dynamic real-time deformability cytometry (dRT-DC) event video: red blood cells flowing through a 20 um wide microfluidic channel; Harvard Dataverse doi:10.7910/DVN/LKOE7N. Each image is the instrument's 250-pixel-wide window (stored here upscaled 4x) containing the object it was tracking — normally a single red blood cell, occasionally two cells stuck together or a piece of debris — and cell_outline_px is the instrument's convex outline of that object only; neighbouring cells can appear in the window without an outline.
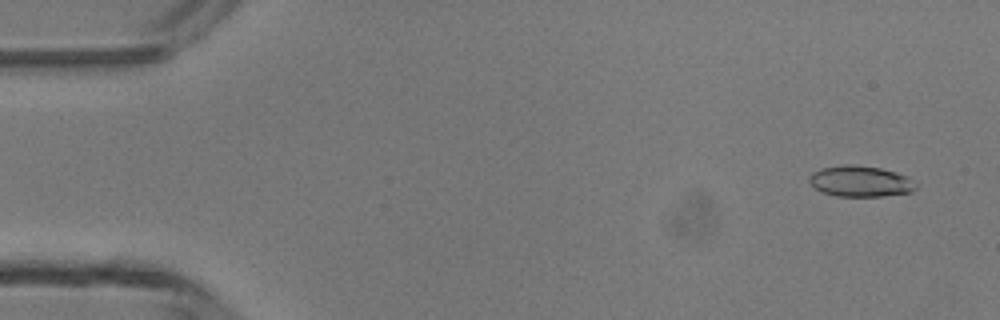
{"species": "common noctule bat (a hibernating species)", "species_latin": "Nyctalus noctula", "temperature_condition": "room temperature", "stored_images_in_passage": 47, "camera_frame_rate_fps": 3000, "um_per_image_px": 0.085, "animal": {"sex": "male", "body_mass_g": 13.3}, "frame": {"image": 1, "passage_image": 3, "time_ms": 0.667, "image_size_px": [1000, 320], "cell_outline_px": [[916, 188], [912, 192], [884, 196], [836, 196], [824, 192], [816, 188], [808, 180], [808, 176], [812, 172], [820, 168], [844, 164], [852, 164], [880, 168], [896, 172], [908, 176], [916, 184]], "centroid_in_image_um": [73.13, 15.4], "position_along_channel_um": 11.9, "area_um2": 19.31}}
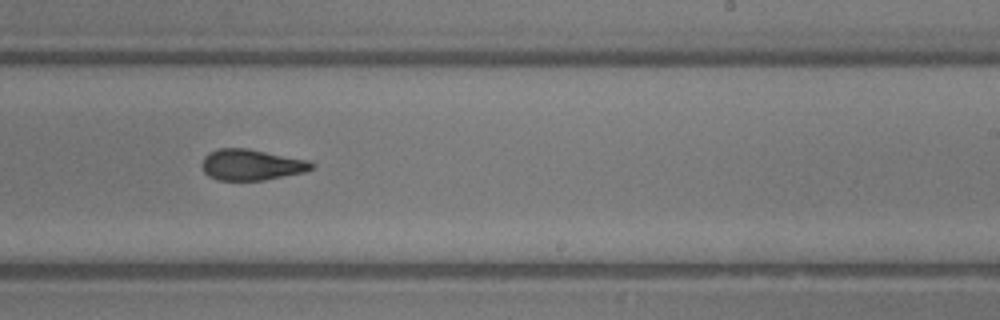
{"frame": {"image": 2, "passage_image": 29, "time_ms": 9.333, "image_size_px": [1000, 320], "cell_outline_px": [[316, 168], [304, 172], [264, 180], [216, 180], [208, 176], [204, 172], [200, 164], [204, 156], [208, 152], [220, 148], [248, 148], [308, 160], [316, 164]], "centroid_in_image_um": [21.36, 14.0], "position_along_channel_um": 267.6, "area_um2": 20.06}}
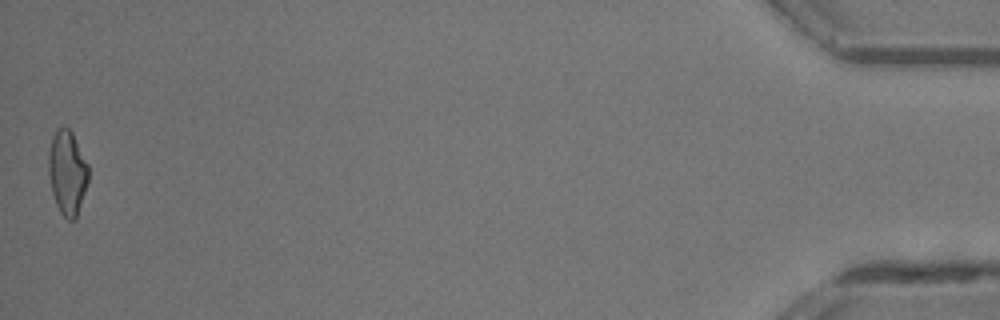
{"frame": {"image": 3, "passage_image": 47, "time_ms": 15.333, "image_size_px": [1000, 320], "cell_outline_px": [[88, 180], [76, 220], [68, 220], [60, 212], [56, 204], [52, 192], [48, 172], [48, 152], [52, 136], [56, 128], [68, 128], [72, 132], [88, 164]], "centroid_in_image_um": [5.71, 14.67], "position_along_channel_um": 429.5, "area_um2": 19.59}, "authors_computed_cell_mechanics": {"area_um2": 19.7676, "velocity_mm_per_s": 4.3938, "shape_relaxation_time_tau1_ms": 4.2486, "shape_relaxation_time_tau2_ms": 1.6517, "deformation_change_tau1": 0.1746, "deformation_change_tau2": 0.1069}}